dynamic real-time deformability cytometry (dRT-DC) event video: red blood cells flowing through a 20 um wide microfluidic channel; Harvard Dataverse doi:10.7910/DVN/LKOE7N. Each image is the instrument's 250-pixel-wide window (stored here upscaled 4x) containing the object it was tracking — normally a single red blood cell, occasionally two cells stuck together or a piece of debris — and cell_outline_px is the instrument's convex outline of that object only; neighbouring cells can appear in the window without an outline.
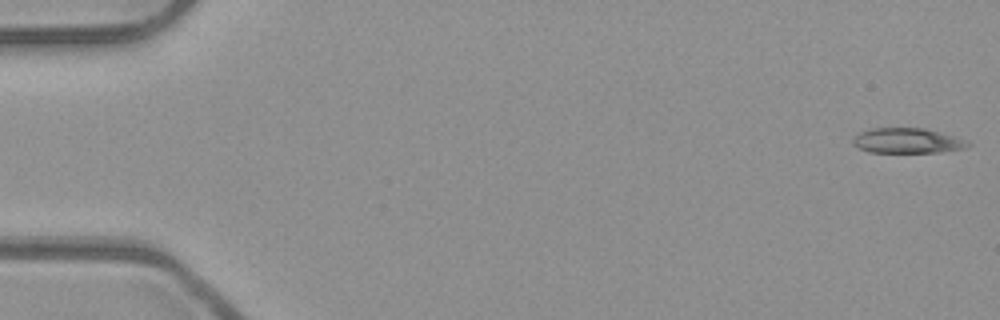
{"species": "common noctule bat (a hibernating species)", "species_latin": "Nyctalus noctula", "temperature_condition": "room temperature", "stored_images_in_passage": 15, "camera_frame_rate_fps": 3000, "um_per_image_px": 0.085, "animal": {"sex": "male", "body_mass_g": 23.1, "forearm_length_mm": 52.7}, "frame": {"image": 1, "passage_image": 1, "time_ms": 0.0, "image_size_px": [1000, 320], "cell_outline_px": [[972, 144], [968, 148], [940, 152], [868, 152], [852, 144], [852, 140], [860, 132], [872, 128], [924, 128]], "centroid_in_image_um": [77.05, 11.97], "position_along_channel_um": 8.0, "area_um2": 16.36}}